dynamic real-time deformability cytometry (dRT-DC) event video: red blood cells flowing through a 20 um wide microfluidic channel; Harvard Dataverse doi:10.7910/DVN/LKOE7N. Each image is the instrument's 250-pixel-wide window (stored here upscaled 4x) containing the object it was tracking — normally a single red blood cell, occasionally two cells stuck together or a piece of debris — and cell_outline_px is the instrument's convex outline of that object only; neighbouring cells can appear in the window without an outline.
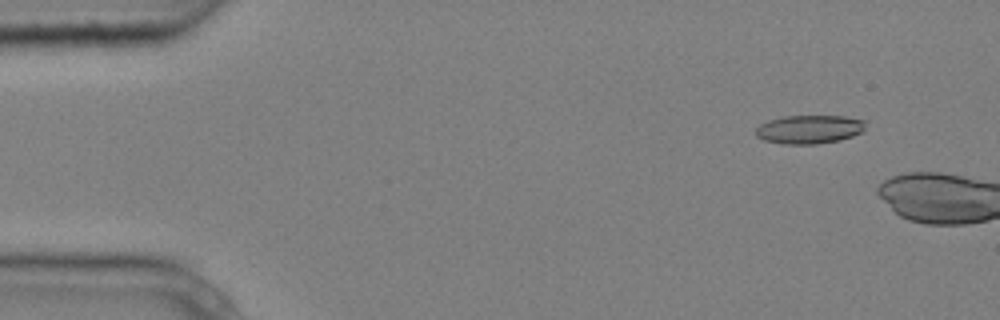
{"species": "common noctule bat (a hibernating species)", "species_latin": "Nyctalus noctula", "temperature_condition": "cold", "stored_images_in_passage": 3, "camera_frame_rate_fps": 3000, "um_per_image_px": 0.085, "animal": {"sex": "male", "body_mass_g": 20.4}, "frame": {"image": 1, "passage_image": 2, "time_ms": 0.333, "image_size_px": [1000, 320], "cell_outline_px": [[864, 132], [840, 140], [816, 144], [784, 144], [764, 140], [756, 136], [756, 128], [760, 124], [768, 120], [784, 116], [844, 116], [864, 120]], "centroid_in_image_um": [68.79, 10.99], "position_along_channel_um": 16.2, "area_um2": 18.32}}